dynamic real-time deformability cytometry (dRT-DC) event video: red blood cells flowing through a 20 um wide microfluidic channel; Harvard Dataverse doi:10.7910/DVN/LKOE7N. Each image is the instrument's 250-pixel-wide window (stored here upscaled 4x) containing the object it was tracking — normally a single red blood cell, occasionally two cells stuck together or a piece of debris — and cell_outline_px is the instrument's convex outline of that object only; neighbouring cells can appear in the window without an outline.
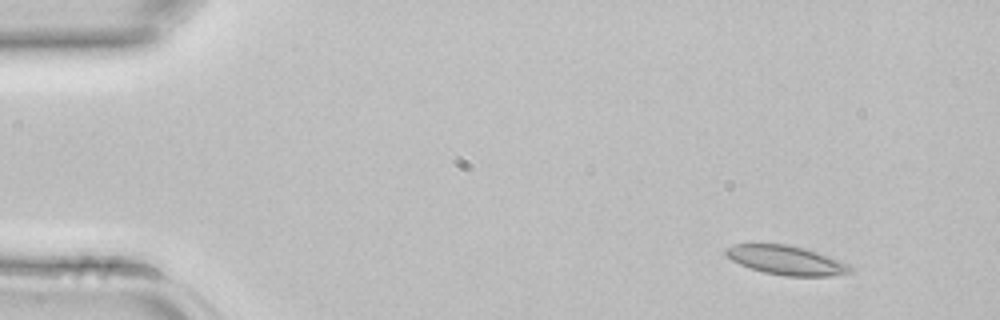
{"species": "common noctule bat (a hibernating species)", "species_latin": "Nyctalus noctula", "temperature_condition": "room temperature", "stored_images_in_passage": 4, "camera_frame_rate_fps": 3000, "um_per_image_px": 0.085, "animal": {"sex": "female", "body_mass_g": 22.7, "forearm_length_mm": 54.2}, "frame": {"image": 1, "passage_image": 2, "time_ms": 0.333, "image_size_px": [1000, 320], "cell_outline_px": [[852, 272], [832, 276], [784, 276], [764, 272], [740, 264], [732, 260], [724, 252], [724, 248], [732, 244], [788, 244], [804, 248], [816, 252], [848, 264], [852, 268]], "centroid_in_image_um": [66.8, 22.12], "position_along_channel_um": 18.2, "area_um2": 20.92}}
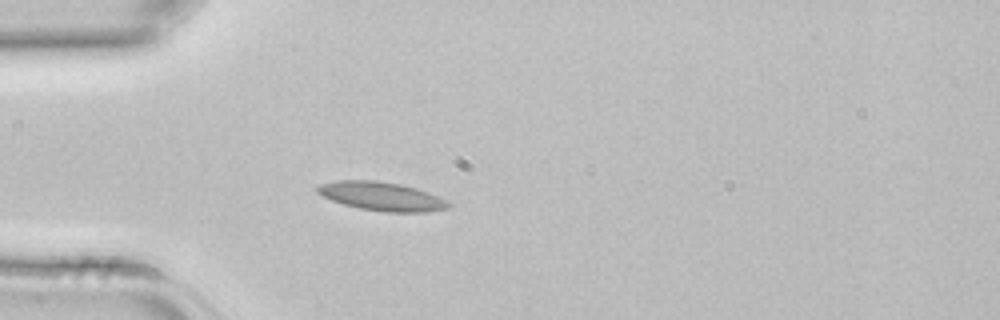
{"frame": {"image": 2, "passage_image": 4, "time_ms": 1.0, "image_size_px": [1000, 320], "cell_outline_px": [[452, 204], [448, 208], [424, 212], [384, 212], [360, 208], [344, 204], [332, 200], [316, 192], [316, 188], [320, 184], [336, 180], [376, 180], [400, 184], [416, 188], [440, 196], [448, 200]], "centroid_in_image_um": [32.47, 16.68], "position_along_channel_um": 52.5, "area_um2": 21.96}}